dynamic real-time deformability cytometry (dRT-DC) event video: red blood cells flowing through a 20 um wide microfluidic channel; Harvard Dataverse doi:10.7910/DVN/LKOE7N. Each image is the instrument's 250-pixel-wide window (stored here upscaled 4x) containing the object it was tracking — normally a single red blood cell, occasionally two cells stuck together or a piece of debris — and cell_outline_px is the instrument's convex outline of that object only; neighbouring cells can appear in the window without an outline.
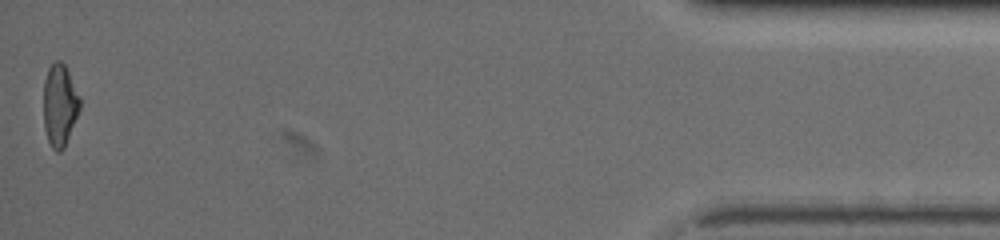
{"species": "common noctule bat (a hibernating species)", "species_latin": "Nyctalus noctula", "temperature_condition": "warm", "stored_images_in_passage": 42, "camera_frame_rate_fps": 3000, "um_per_image_px": 0.085, "animal": {"sex": "female", "body_mass_g": 19.5, "forearm_length_mm": 54.1}, "frame": {"image": 1, "passage_image": 42, "time_ms": 13.667, "image_size_px": [1000, 240], "cell_outline_px": [[80, 108], [64, 148], [60, 152], [56, 152], [52, 148], [48, 140], [44, 128], [44, 80], [48, 68], [56, 60], [60, 60], [64, 64], [80, 96]], "centroid_in_image_um": [5.07, 8.94], "position_along_channel_um": 430.1, "area_um2": 17.28}, "authors_computed_cell_mechanics": {"area_um2": 17.8602, "velocity_mm_per_s": 3.2903, "shape_relaxation_time_tau1_ms": null, "shape_relaxation_time_tau2_ms": 1.4426, "deformation_change_tau1": null, "deformation_change_tau2": 0.0817}}